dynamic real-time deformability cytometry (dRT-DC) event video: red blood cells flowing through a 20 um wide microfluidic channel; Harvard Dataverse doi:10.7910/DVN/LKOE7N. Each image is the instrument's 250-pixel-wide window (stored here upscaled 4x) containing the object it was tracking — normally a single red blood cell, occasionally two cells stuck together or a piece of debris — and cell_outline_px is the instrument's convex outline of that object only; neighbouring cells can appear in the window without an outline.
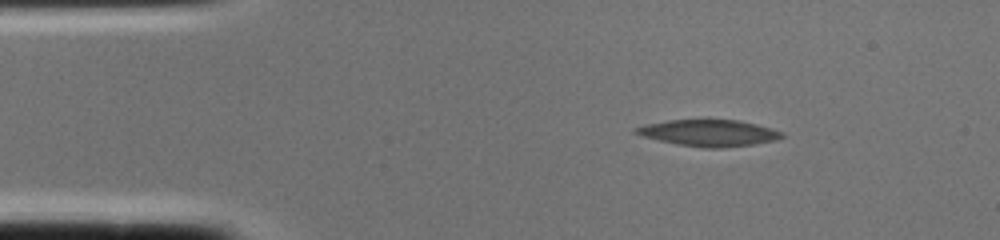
{"species": "common noctule bat (a hibernating species)", "species_latin": "Nyctalus noctula", "temperature_condition": "cold", "stored_images_in_passage": 2, "segment_of_instrument_passage": [2, 2], "camera_frame_rate_fps": 3000, "um_per_image_px": 0.085, "animal": {"sex": "female", "body_mass_g": 22.0, "forearm_length_mm": 56.7}, "frame": {"image": 1, "passage_image": 2, "time_ms": 0.333, "image_size_px": [1000, 240], "cell_outline_px": [[784, 136], [776, 140], [752, 144], [724, 148], [704, 148], [676, 144], [644, 136], [632, 132], [632, 128], [644, 124], [668, 120], [740, 120], [772, 128], [784, 132]], "centroid_in_image_um": [60.25, 11.3], "position_along_channel_um": 24.8, "area_um2": 22.6}}